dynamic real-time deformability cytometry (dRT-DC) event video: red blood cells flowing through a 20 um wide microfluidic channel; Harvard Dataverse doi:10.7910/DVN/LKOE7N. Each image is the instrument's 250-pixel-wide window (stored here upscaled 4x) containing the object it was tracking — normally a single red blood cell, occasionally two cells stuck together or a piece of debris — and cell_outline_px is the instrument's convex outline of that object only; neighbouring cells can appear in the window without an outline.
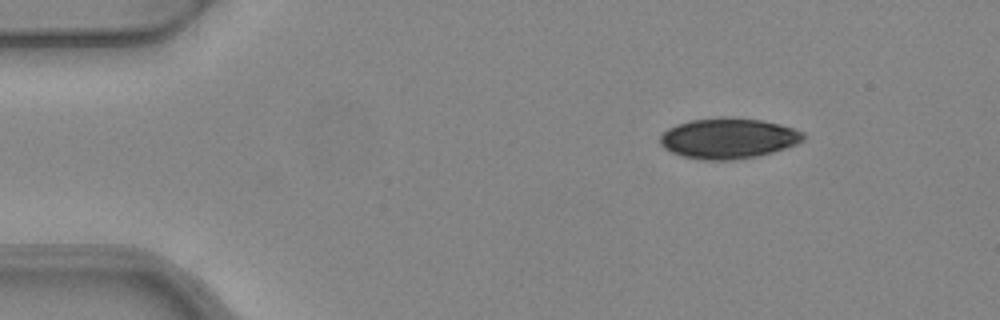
{"species": "common noctule bat (a hibernating species)", "species_latin": "Nyctalus noctula", "temperature_condition": "warm", "stored_images_in_passage": 3, "camera_frame_rate_fps": 3000, "um_per_image_px": 0.085, "animal": {"sex": "female", "body_mass_g": 24.6, "forearm_length_mm": 56.2}, "frame": {"image": 1, "passage_image": 1, "time_ms": 0.0, "image_size_px": [1000, 320], "cell_outline_px": [[808, 136], [804, 140], [796, 144], [772, 152], [756, 156], [732, 160], [704, 160], [684, 156], [672, 152], [664, 148], [660, 144], [660, 136], [668, 128], [676, 124], [692, 120], [720, 116], [732, 116], [760, 120], [780, 124], [804, 132]], "centroid_in_image_um": [61.92, 11.74], "position_along_channel_um": 23.1, "area_um2": 33.99}}
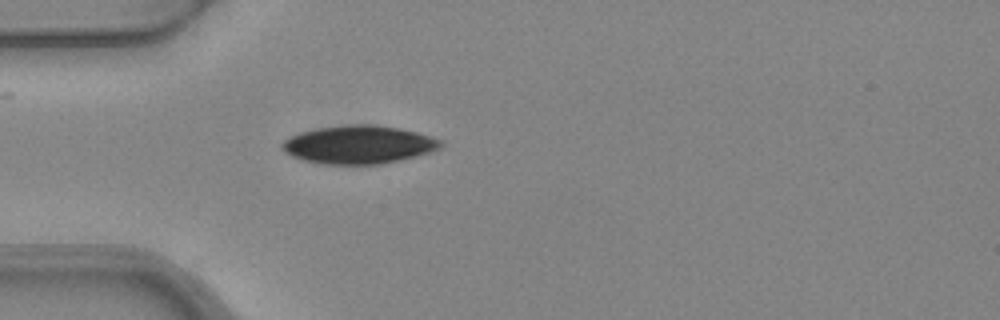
{"frame": {"image": 2, "passage_image": 3, "time_ms": 0.667, "image_size_px": [1000, 320], "cell_outline_px": [[444, 144], [440, 148], [432, 152], [380, 164], [324, 164], [304, 160], [292, 156], [284, 152], [280, 148], [280, 144], [284, 140], [300, 132], [316, 128], [348, 124], [368, 124], [396, 128], [416, 132], [444, 140]], "centroid_in_image_um": [30.48, 12.29], "position_along_channel_um": 54.5, "area_um2": 35.26}}